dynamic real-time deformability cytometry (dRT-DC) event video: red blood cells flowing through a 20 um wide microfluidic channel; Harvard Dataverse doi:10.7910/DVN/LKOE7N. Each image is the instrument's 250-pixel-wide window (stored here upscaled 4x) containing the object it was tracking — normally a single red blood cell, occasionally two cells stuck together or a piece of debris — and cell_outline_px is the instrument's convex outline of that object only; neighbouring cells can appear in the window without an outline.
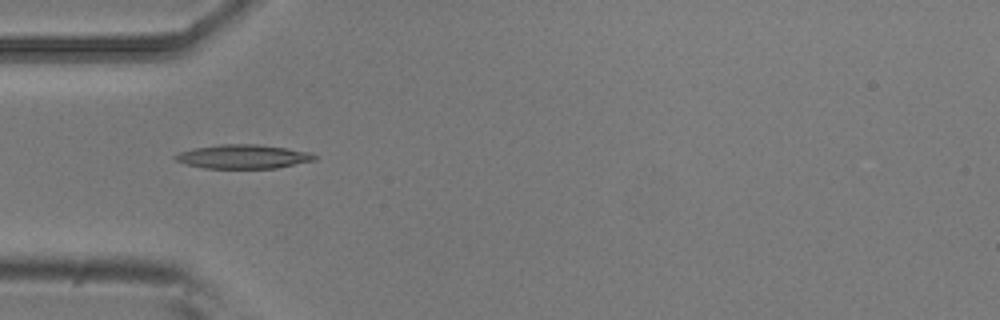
{"species": "common noctule bat (a hibernating species)", "species_latin": "Nyctalus noctula", "temperature_condition": "room temperature", "stored_images_in_passage": 8, "camera_frame_rate_fps": 3000, "um_per_image_px": 0.085, "animal": {"sex": "male", "body_mass_g": 20.5, "forearm_length_mm": 52.5}, "frame": {"image": 1, "passage_image": 4, "time_ms": 1.0, "image_size_px": [1000, 320], "cell_outline_px": [[316, 160], [276, 168], [204, 168], [188, 164], [176, 160], [172, 156], [180, 152], [196, 148], [220, 144], [256, 144], [312, 152], [316, 156]], "centroid_in_image_um": [20.69, 13.31], "position_along_channel_um": 64.3, "area_um2": 19.25}}
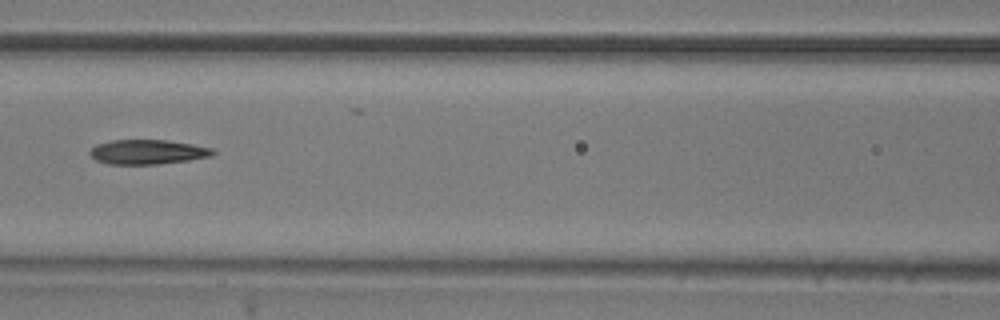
{"frame": {"image": 2, "passage_image": 6, "time_ms": 1.667, "image_size_px": [1000, 320], "cell_outline_px": [[216, 152], [212, 156], [188, 160], [160, 164], [108, 164], [96, 160], [88, 152], [96, 144], [112, 140], [168, 140], [192, 144], [212, 148]], "centroid_in_image_um": [12.55, 12.91], "position_along_channel_um": 154.0, "area_um2": 17.63}}
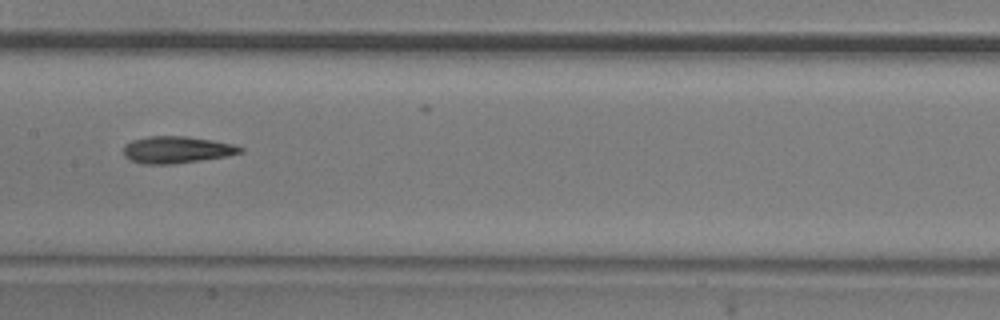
{"frame": {"image": 3, "passage_image": 7, "time_ms": 2.0, "image_size_px": [1000, 320], "cell_outline_px": [[244, 152], [228, 156], [172, 164], [144, 164], [132, 160], [124, 156], [124, 144], [132, 140], [148, 136], [184, 136], [212, 140], [232, 144], [244, 148]], "centroid_in_image_um": [15.03, 12.72], "position_along_channel_um": 192.4, "area_um2": 18.26}}